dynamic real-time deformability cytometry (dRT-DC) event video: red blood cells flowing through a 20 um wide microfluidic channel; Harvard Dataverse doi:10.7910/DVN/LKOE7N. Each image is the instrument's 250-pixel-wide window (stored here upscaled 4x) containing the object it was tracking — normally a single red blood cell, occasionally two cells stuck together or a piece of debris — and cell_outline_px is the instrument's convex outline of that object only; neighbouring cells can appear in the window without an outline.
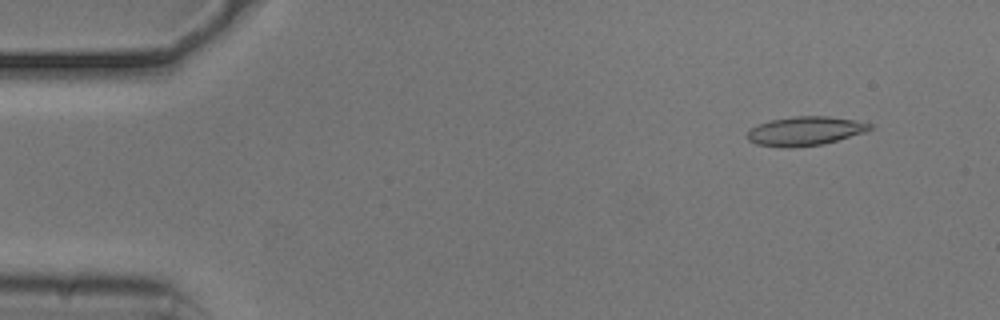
{"species": "common noctule bat (a hibernating species)", "species_latin": "Nyctalus noctula", "temperature_condition": "cold", "stored_images_in_passage": 53, "camera_frame_rate_fps": 3000, "um_per_image_px": 0.085, "animal": {"sex": "male", "body_mass_g": 20.5, "forearm_length_mm": 52.5}, "frame": {"image": 1, "passage_image": 5, "time_ms": 1.333, "image_size_px": [1000, 320], "cell_outline_px": [[872, 128], [864, 132], [824, 144], [788, 148], [784, 148], [756, 144], [748, 140], [748, 132], [752, 128], [760, 124], [772, 120], [796, 116], [828, 116], [852, 120], [872, 124]], "centroid_in_image_um": [68.43, 11.15], "position_along_channel_um": 16.6, "area_um2": 20.4}}
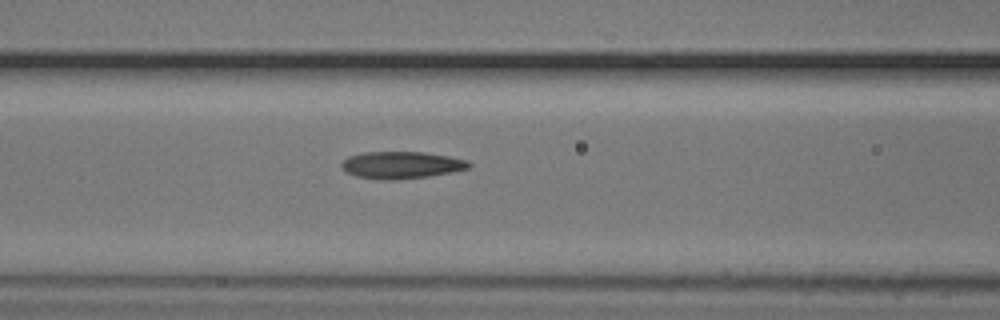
{"frame": {"image": 2, "passage_image": 22, "time_ms": 7.0, "image_size_px": [1000, 320], "cell_outline_px": [[472, 164], [468, 168], [452, 172], [428, 176], [400, 180], [384, 180], [356, 176], [348, 172], [340, 164], [348, 156], [364, 152], [424, 152], [448, 156], [468, 160]], "centroid_in_image_um": [34.14, 14.02], "position_along_channel_um": 132.5, "area_um2": 20.06}}
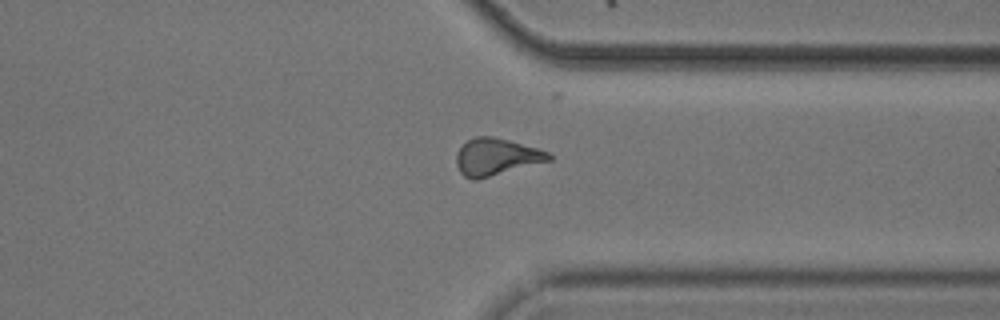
{"frame": {"image": 3, "passage_image": 41, "time_ms": 13.333, "image_size_px": [1000, 320], "cell_outline_px": [[552, 160], [476, 180], [472, 180], [464, 176], [460, 172], [456, 164], [456, 152], [468, 140], [476, 136], [496, 136], [536, 148], [548, 152], [552, 156]], "centroid_in_image_um": [42.17, 13.33], "position_along_channel_um": 369.2, "area_um2": 19.94}, "authors_computed_cell_mechanics": {"area_um2": 19.7098, "velocity_mm_per_s": 3.7548, "shape_relaxation_time_tau1_ms": null, "shape_relaxation_time_tau2_ms": 8.3694, "deformation_change_tau1": null, "deformation_change_tau2": 0.1891}}